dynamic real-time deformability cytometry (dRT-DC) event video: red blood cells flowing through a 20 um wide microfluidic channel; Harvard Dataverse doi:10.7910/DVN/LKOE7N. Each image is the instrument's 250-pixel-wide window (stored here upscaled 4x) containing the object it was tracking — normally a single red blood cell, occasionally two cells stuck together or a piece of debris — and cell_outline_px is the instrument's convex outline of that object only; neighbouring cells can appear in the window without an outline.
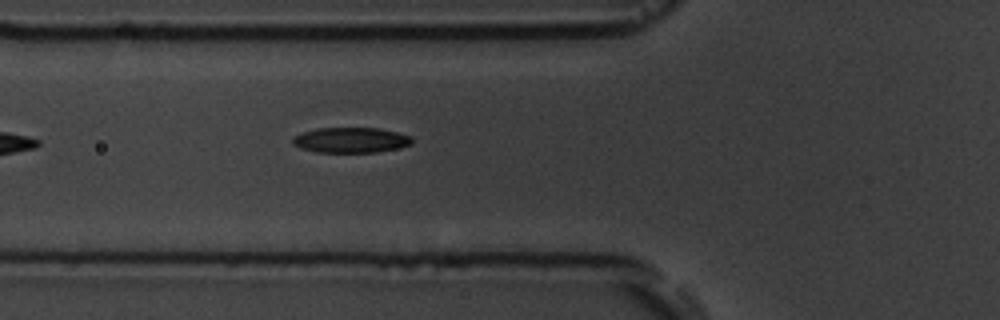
{"species": "common noctule bat (a hibernating species)", "species_latin": "Nyctalus noctula", "temperature_condition": "room temperature", "stored_images_in_passage": 7, "camera_frame_rate_fps": 3000, "um_per_image_px": 0.085, "animal": {"sex": "male", "body_mass_g": 19.5, "forearm_length_mm": 54.6}, "frame": {"image": 1, "passage_image": 7, "time_ms": 6.667, "image_size_px": [1000, 320], "cell_outline_px": [[412, 144], [396, 148], [376, 152], [316, 152], [300, 148], [292, 144], [292, 140], [296, 136], [304, 132], [316, 128], [380, 128], [412, 136]], "centroid_in_image_um": [29.82, 11.9], "position_along_channel_um": 96.0, "area_um2": 17.51}}